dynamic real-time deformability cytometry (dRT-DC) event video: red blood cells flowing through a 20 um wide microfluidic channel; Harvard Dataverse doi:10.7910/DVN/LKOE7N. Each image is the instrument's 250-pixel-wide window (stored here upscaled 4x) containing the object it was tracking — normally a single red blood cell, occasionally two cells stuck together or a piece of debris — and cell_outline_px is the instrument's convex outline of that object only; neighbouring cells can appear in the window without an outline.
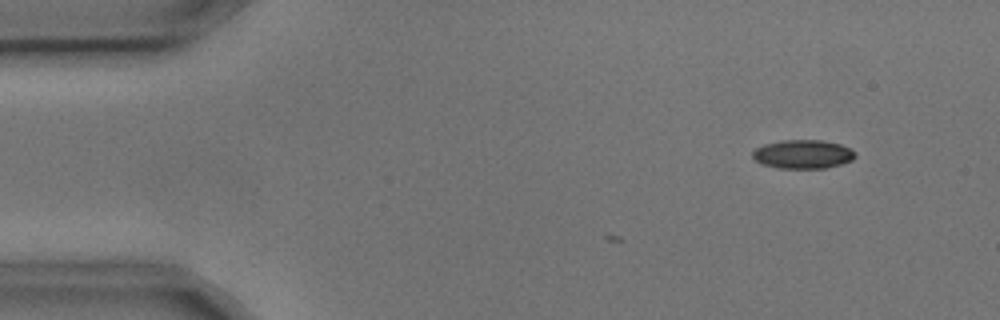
{"species": "common noctule bat (a hibernating species)", "species_latin": "Nyctalus noctula", "temperature_condition": "cold", "stored_images_in_passage": 2, "camera_frame_rate_fps": 3000, "um_per_image_px": 0.085, "animal": {"sex": "male", "body_mass_g": 17.9, "forearm_length_mm": 54.2}, "frame": {"image": 1, "passage_image": 2, "time_ms": 0.333, "image_size_px": [1000, 320], "cell_outline_px": [[856, 156], [852, 160], [840, 164], [824, 168], [776, 168], [760, 164], [752, 160], [752, 152], [756, 148], [764, 144], [784, 140], [820, 140], [840, 144], [856, 152]], "centroid_in_image_um": [68.2, 13.11], "position_along_channel_um": 16.8, "area_um2": 17.28}}